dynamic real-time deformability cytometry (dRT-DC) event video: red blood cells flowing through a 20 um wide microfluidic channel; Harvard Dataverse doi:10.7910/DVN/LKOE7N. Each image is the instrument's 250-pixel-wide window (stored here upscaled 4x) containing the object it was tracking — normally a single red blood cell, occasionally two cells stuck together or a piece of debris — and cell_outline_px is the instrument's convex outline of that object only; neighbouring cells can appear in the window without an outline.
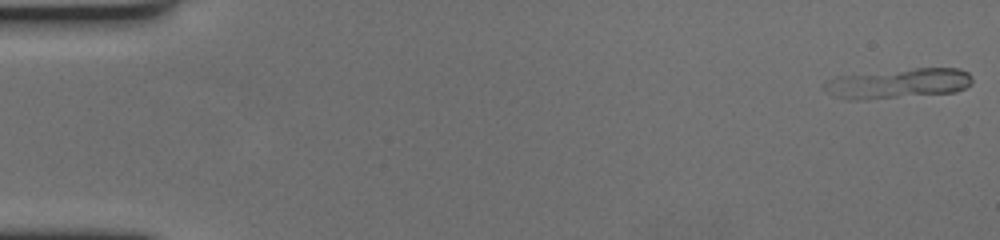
{"species": "human", "species_latin": "Homo sapiens", "temperature_condition": "cold", "stored_images_in_passage": 18, "camera_frame_rate_fps": 3000, "um_per_image_px": 0.085, "donor": {"sex": "female"}, "frame": {"image": 1, "passage_image": 1, "time_ms": 0.0, "image_size_px": [1000, 240], "cell_outline_px": [[972, 84], [956, 92], [868, 100], [844, 100], [820, 88], [820, 84], [824, 80], [836, 76], [916, 68], [960, 68], [968, 72], [972, 76]], "centroid_in_image_um": [76.29, 7.1], "position_along_channel_um": 8.7, "area_um2": 26.3}}
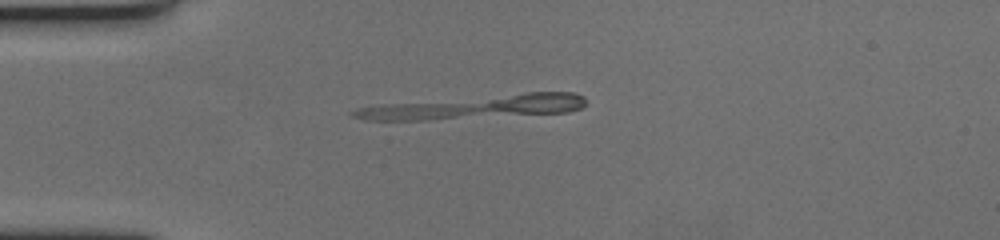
{"frame": {"image": 2, "passage_image": 16, "time_ms": 5.0, "image_size_px": [1000, 240], "cell_outline_px": [[584, 104], [580, 108], [568, 112], [428, 120], [364, 120], [352, 116], [348, 112], [356, 108], [380, 104], [528, 92], [576, 92], [584, 96]], "centroid_in_image_um": [40.28, 9.08], "position_along_channel_um": 44.7, "area_um2": 32.08}}